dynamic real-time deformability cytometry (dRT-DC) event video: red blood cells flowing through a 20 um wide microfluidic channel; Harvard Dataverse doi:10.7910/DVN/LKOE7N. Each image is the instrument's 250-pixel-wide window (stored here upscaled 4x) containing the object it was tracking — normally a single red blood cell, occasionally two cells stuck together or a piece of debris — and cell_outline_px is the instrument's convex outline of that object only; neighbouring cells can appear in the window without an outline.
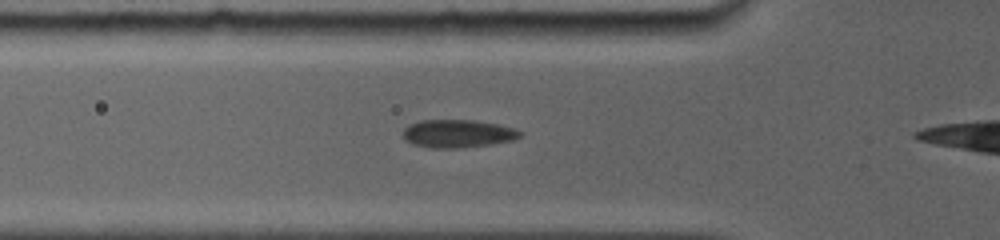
{"species": "common noctule bat (a hibernating species)", "species_latin": "Nyctalus noctula", "temperature_condition": "room temperature", "stored_images_in_passage": 5, "camera_frame_rate_fps": 5000, "um_per_image_px": 0.085, "animal": {"sex": "female", "body_mass_g": 19.0, "forearm_length_mm": 56.7}, "frame": {"image": 1, "passage_image": 3, "time_ms": 1.2, "image_size_px": [1000, 240], "cell_outline_px": [[520, 136], [512, 140], [492, 144], [460, 148], [432, 148], [412, 144], [404, 140], [404, 128], [408, 124], [420, 120], [476, 120], [496, 124], [512, 128], [520, 132]], "centroid_in_image_um": [38.84, 11.36], "position_along_channel_um": 87.0, "area_um2": 19.02}}